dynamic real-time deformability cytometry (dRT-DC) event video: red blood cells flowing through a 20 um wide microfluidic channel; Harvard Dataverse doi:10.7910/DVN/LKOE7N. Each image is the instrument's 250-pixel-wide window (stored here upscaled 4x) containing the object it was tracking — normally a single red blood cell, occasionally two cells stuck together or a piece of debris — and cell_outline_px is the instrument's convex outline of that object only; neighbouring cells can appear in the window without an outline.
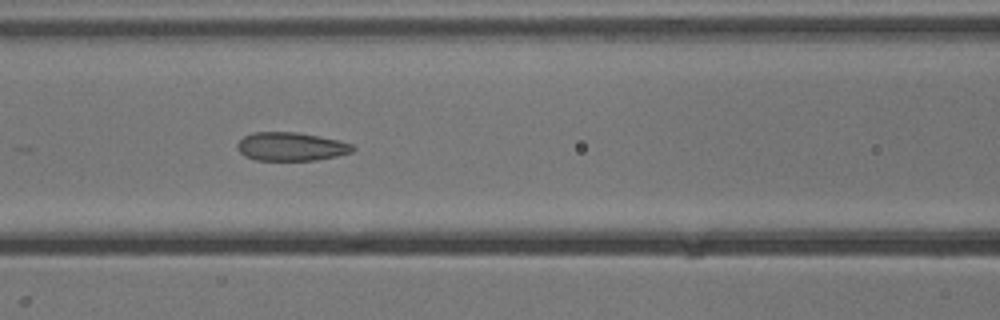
{"species": "common noctule bat (a hibernating species)", "species_latin": "Nyctalus noctula", "temperature_condition": "cold", "stored_images_in_passage": 20, "camera_frame_rate_fps": 3000, "um_per_image_px": 0.085, "animal": {"sex": "male", "body_mass_g": 13.3}, "frame": {"image": 1, "passage_image": 10, "time_ms": 3.0, "image_size_px": [1000, 320], "cell_outline_px": [[356, 148], [352, 152], [336, 156], [316, 160], [256, 160], [244, 156], [236, 148], [236, 144], [244, 136], [252, 132], [296, 132], [340, 140], [352, 144]], "centroid_in_image_um": [24.73, 12.46], "position_along_channel_um": 141.9, "area_um2": 19.25}}